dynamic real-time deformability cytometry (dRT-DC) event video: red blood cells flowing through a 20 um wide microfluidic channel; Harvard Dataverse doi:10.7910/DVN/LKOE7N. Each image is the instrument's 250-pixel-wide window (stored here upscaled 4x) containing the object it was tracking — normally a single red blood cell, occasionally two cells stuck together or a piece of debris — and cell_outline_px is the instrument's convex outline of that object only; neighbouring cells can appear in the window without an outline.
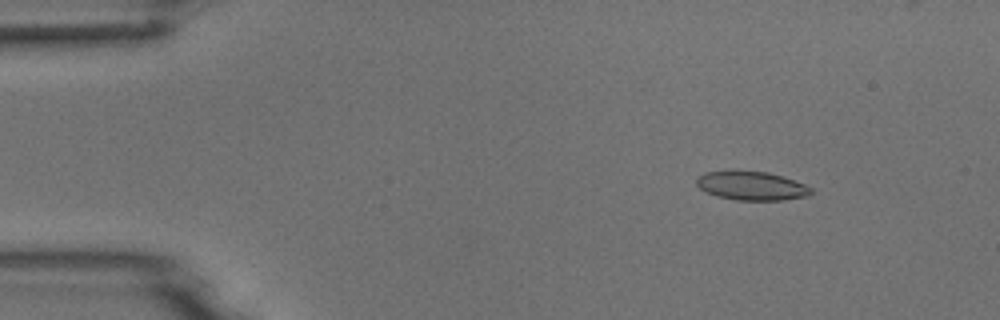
{"species": "common noctule bat (a hibernating species)", "species_latin": "Nyctalus noctula", "temperature_condition": "room temperature", "stored_images_in_passage": 12, "camera_frame_rate_fps": 3000, "um_per_image_px": 0.085, "animal": {"sex": "male", "body_mass_g": 18.8}, "frame": {"image": 1, "passage_image": 7, "time_ms": 2.0, "image_size_px": [1000, 320], "cell_outline_px": [[812, 192], [808, 196], [784, 200], [736, 200], [716, 196], [704, 192], [696, 184], [696, 176], [704, 172], [768, 172], [804, 184], [812, 188]], "centroid_in_image_um": [63.86, 15.82], "position_along_channel_um": 21.1, "area_um2": 18.96}}